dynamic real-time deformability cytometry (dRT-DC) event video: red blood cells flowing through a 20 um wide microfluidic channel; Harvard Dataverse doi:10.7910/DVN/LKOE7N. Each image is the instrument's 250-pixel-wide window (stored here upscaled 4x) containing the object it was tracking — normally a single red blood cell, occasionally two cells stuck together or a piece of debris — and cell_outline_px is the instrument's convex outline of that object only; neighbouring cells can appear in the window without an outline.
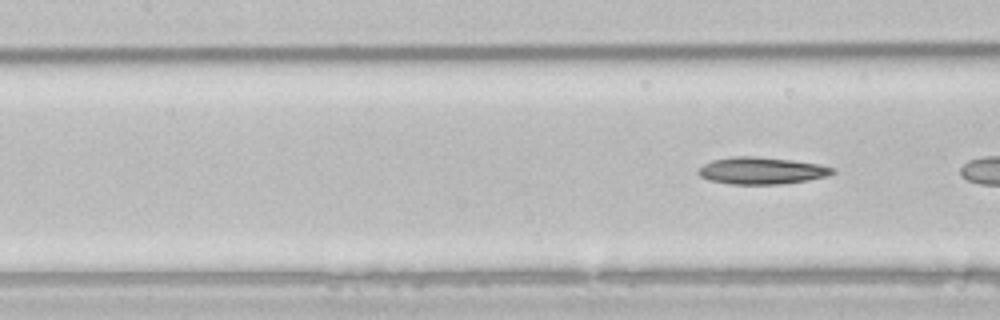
{"species": "common noctule bat (a hibernating species)", "species_latin": "Nyctalus noctula", "temperature_condition": "room temperature", "stored_images_in_passage": 7, "segment_of_instrument_passage": [2, 2], "camera_frame_rate_fps": 3000, "um_per_image_px": 0.085, "animal": {"sex": "male", "body_mass_g": 21.5, "forearm_length_mm": 52.0}, "frame": {"image": 1, "passage_image": 7, "time_ms": 9.0, "image_size_px": [1000, 320], "cell_outline_px": [[836, 172], [824, 176], [808, 180], [780, 184], [732, 184], [708, 180], [700, 176], [696, 172], [704, 164], [712, 160], [732, 156], [756, 156], [792, 160], [820, 164], [836, 168]], "centroid_in_image_um": [64.73, 14.5], "position_along_channel_um": 142.7, "area_um2": 21.15}}